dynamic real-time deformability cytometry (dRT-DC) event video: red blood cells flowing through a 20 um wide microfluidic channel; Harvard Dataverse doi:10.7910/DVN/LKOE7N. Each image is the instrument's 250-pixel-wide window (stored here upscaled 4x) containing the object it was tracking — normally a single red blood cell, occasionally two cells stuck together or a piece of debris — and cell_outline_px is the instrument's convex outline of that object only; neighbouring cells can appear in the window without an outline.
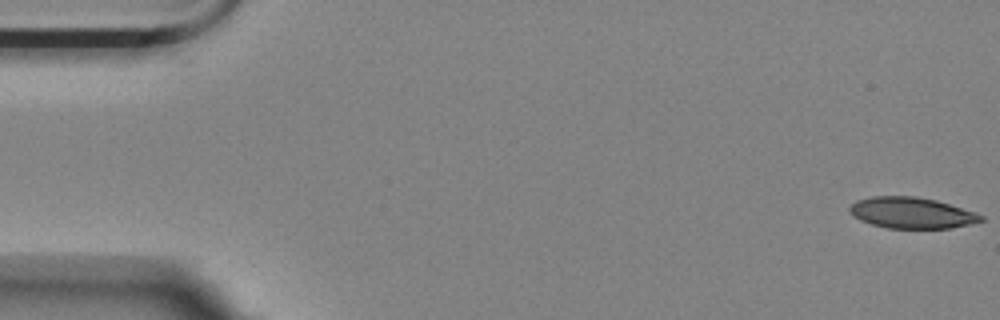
{"species": "Egyptian fruit bat (a non-hibernating species)", "species_latin": "Rousettus aegyptiacus", "temperature_condition": "room temperature", "stored_images_in_passage": 56, "camera_frame_rate_fps": 3000, "um_per_image_px": 0.085, "animal": {"sex": "female"}, "frame": {"image": 1, "passage_image": 1, "time_ms": 0.0, "image_size_px": [1000, 320], "cell_outline_px": [[984, 220], [968, 224], [948, 228], [888, 228], [872, 224], [860, 220], [852, 216], [848, 208], [856, 200], [872, 196], [916, 196], [936, 200], [984, 216]], "centroid_in_image_um": [77.42, 18.08], "position_along_channel_um": 7.6, "area_um2": 23.52}}
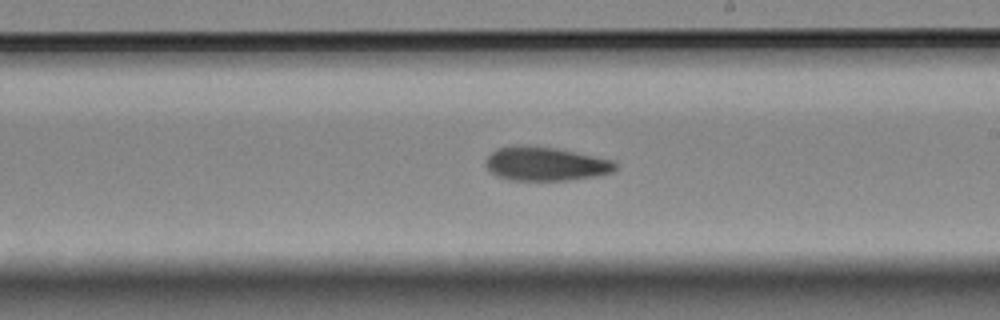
{"frame": {"image": 2, "passage_image": 32, "time_ms": 10.333, "image_size_px": [1000, 320], "cell_outline_px": [[616, 168], [612, 172], [596, 176], [568, 180], [508, 180], [496, 176], [488, 172], [484, 164], [484, 160], [496, 148], [552, 148], [612, 160], [616, 164]], "centroid_in_image_um": [46.33, 13.98], "position_along_channel_um": 242.7, "area_um2": 24.74}}
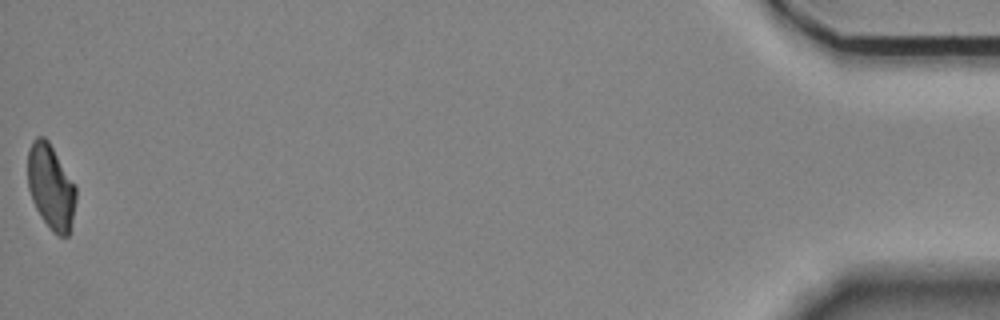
{"frame": {"image": 3, "passage_image": 56, "time_ms": 18.333, "image_size_px": [1000, 320], "cell_outline_px": [[76, 200], [72, 220], [68, 236], [60, 236], [52, 232], [40, 216], [32, 200], [28, 188], [28, 148], [32, 140], [36, 136], [44, 136], [48, 140], [76, 188]], "centroid_in_image_um": [4.3, 15.88], "position_along_channel_um": 430.9, "area_um2": 23.7}, "authors_computed_cell_mechanics": {"area_um2": 25.2586, "velocity_mm_per_s": 3.5534, "shape_relaxation_time_tau1_ms": 8.4882, "shape_relaxation_time_tau2_ms": 6.2642, "deformation_change_tau1": 0.1745, "deformation_change_tau2": 0.1363}}